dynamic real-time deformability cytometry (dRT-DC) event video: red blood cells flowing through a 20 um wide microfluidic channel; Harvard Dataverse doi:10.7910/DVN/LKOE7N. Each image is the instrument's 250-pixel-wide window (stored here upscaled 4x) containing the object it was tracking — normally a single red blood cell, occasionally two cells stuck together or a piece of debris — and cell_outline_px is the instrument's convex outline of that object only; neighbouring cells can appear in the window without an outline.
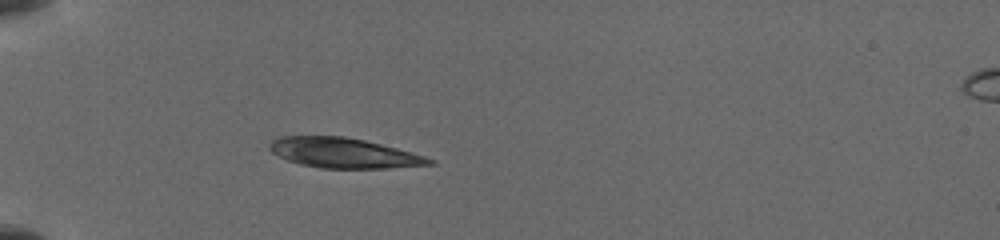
{"species": "common noctule bat (a hibernating species)", "species_latin": "Nyctalus noctula", "temperature_condition": "cold", "stored_images_in_passage": 15, "camera_frame_rate_fps": 3000, "um_per_image_px": 0.085, "animal": {"sex": "female", "body_mass_g": 19.5, "forearm_length_mm": 54.1}, "frame": {"image": 1, "passage_image": 1, "time_ms": 0.0, "image_size_px": [1000, 240], "cell_outline_px": [[436, 164], [384, 168], [320, 168], [300, 164], [288, 160], [272, 152], [268, 148], [268, 144], [272, 140], [280, 136], [344, 136], [364, 140], [396, 148], [424, 156], [432, 160]], "centroid_in_image_um": [29.16, 13.0], "position_along_channel_um": 55.8, "area_um2": 27.69}}
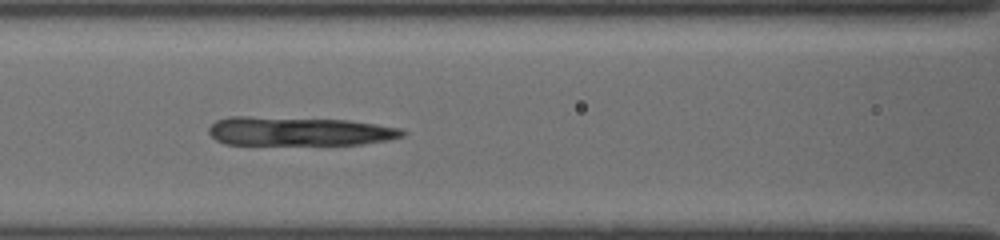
{"frame": {"image": 2, "passage_image": 7, "time_ms": 2.667, "image_size_px": [1000, 240], "cell_outline_px": [[408, 132], [404, 136], [388, 140], [364, 144], [224, 144], [216, 140], [208, 132], [208, 128], [216, 120], [228, 116], [248, 116], [348, 120], [400, 128]], "centroid_in_image_um": [25.4, 11.15], "position_along_channel_um": 141.2, "area_um2": 32.66}}
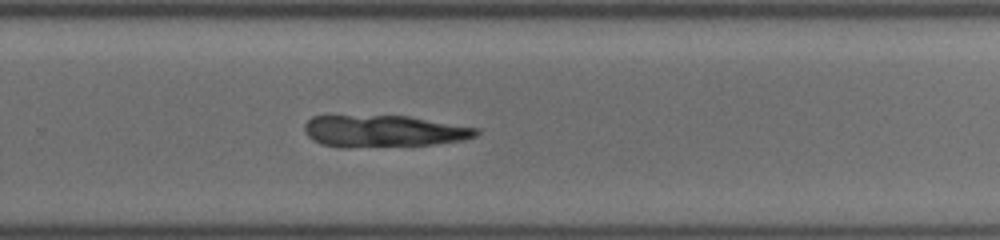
{"frame": {"image": 3, "passage_image": 15, "time_ms": 6.667, "image_size_px": [1000, 240], "cell_outline_px": [[480, 132], [476, 136], [460, 140], [432, 144], [348, 148], [340, 148], [320, 144], [308, 136], [304, 128], [304, 124], [312, 116], [408, 116], [480, 128]], "centroid_in_image_um": [32.6, 11.15], "position_along_channel_um": 297.2, "area_um2": 31.91}}